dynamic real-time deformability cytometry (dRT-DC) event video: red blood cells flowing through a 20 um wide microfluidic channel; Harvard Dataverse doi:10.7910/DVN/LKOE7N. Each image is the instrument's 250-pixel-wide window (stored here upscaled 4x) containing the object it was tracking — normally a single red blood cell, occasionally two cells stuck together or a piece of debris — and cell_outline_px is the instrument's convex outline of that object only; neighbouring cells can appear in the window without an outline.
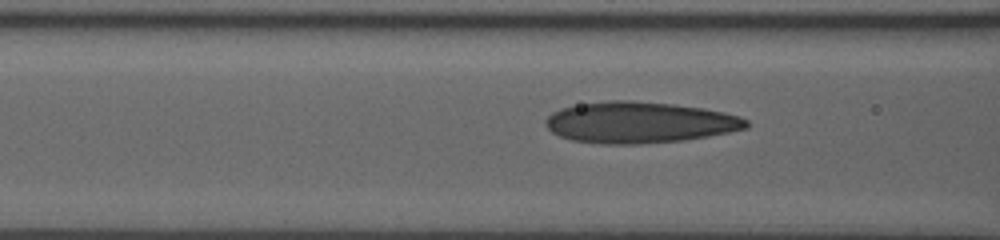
{"species": "human", "species_latin": "Homo sapiens", "temperature_condition": "room temperature", "stored_images_in_passage": 7, "camera_frame_rate_fps": 3000, "um_per_image_px": 0.085, "donor": {"sex": "male"}, "frame": {"image": 1, "passage_image": 5, "time_ms": 1.333, "image_size_px": [1000, 240], "cell_outline_px": [[748, 128], [708, 136], [680, 140], [640, 144], [600, 144], [572, 140], [560, 136], [552, 132], [544, 124], [544, 120], [552, 112], [560, 108], [580, 104], [612, 100], [632, 100], [672, 104], [704, 108], [724, 112], [740, 116], [748, 120]], "centroid_in_image_um": [54.33, 10.4], "position_along_channel_um": 112.3, "area_um2": 48.26}}